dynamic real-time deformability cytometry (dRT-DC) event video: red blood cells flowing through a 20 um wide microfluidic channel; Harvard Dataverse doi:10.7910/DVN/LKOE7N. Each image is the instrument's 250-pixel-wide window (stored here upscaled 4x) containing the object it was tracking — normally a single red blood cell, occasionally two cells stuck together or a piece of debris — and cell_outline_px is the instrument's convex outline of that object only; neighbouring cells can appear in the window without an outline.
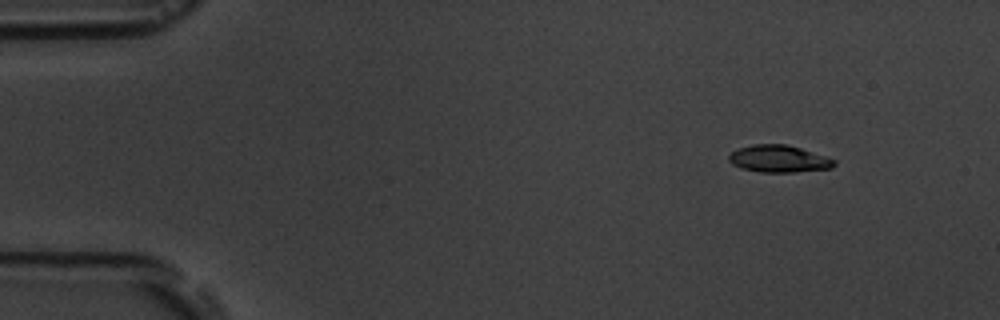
{"species": "common noctule bat (a hibernating species)", "species_latin": "Nyctalus noctula", "temperature_condition": "room temperature", "stored_images_in_passage": 5, "camera_frame_rate_fps": 3000, "um_per_image_px": 0.085, "animal": {"sex": "male", "body_mass_g": 19.5, "forearm_length_mm": 54.6}, "frame": {"image": 1, "passage_image": 1, "time_ms": 0.0, "image_size_px": [1000, 320], "cell_outline_px": [[836, 164], [832, 168], [796, 172], [760, 172], [740, 168], [732, 164], [728, 160], [728, 156], [732, 152], [740, 148], [752, 144], [784, 144], [800, 148], [836, 160]], "centroid_in_image_um": [66.19, 13.51], "position_along_channel_um": 18.8, "area_um2": 16.59}}
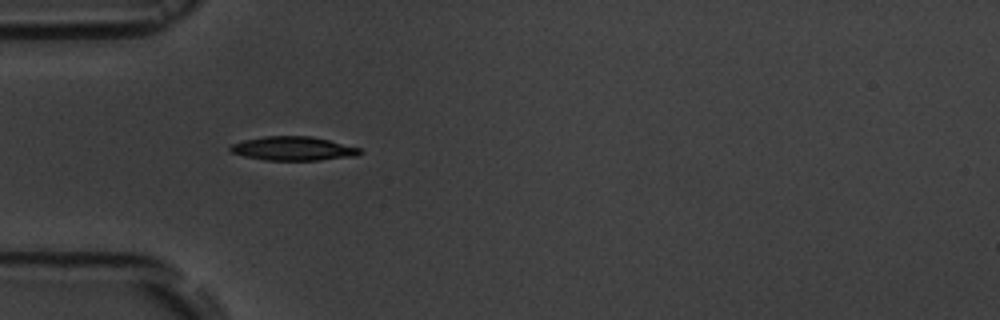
{"frame": {"image": 2, "passage_image": 4, "time_ms": 3.667, "image_size_px": [1000, 320], "cell_outline_px": [[364, 152], [356, 156], [320, 160], [264, 160], [244, 156], [228, 152], [228, 148], [232, 144], [244, 140], [264, 136], [312, 136], [360, 148]], "centroid_in_image_um": [24.9, 12.63], "position_along_channel_um": 60.1, "area_um2": 18.15}}
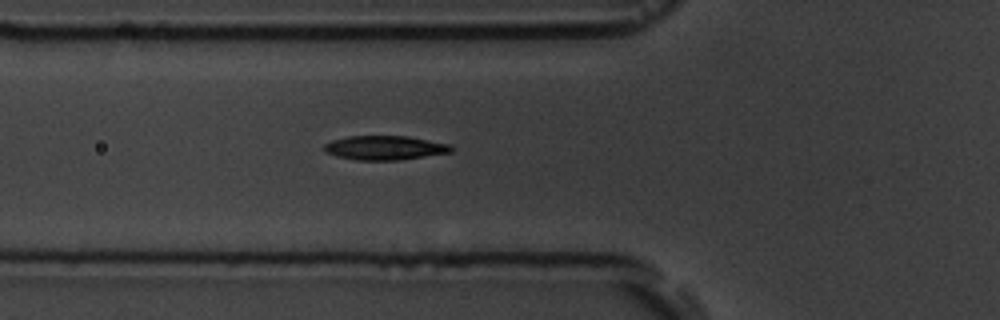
{"frame": {"image": 3, "passage_image": 5, "time_ms": 4.667, "image_size_px": [1000, 320], "cell_outline_px": [[456, 148], [452, 152], [396, 160], [356, 160], [336, 156], [324, 152], [324, 144], [332, 140], [348, 136], [408, 136], [452, 144]], "centroid_in_image_um": [32.73, 12.55], "position_along_channel_um": 93.1, "area_um2": 18.03}}